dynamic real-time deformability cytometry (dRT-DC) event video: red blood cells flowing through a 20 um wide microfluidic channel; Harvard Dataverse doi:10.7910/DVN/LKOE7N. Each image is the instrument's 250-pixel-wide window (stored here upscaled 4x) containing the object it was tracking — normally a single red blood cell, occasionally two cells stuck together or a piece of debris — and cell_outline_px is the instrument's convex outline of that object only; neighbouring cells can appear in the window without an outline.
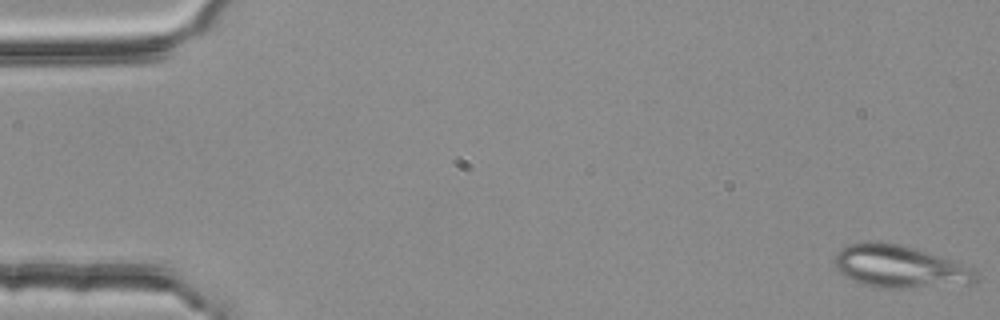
{"species": "common noctule bat (a hibernating species)", "species_latin": "Nyctalus noctula", "temperature_condition": "room temperature", "stored_images_in_passage": 6, "camera_frame_rate_fps": 3000, "um_per_image_px": 0.085, "animal": {"sex": "female", "body_mass_g": 25.1}, "frame": {"image": 1, "passage_image": 1, "time_ms": 0.0, "image_size_px": [1000, 320], "cell_outline_px": [[976, 280], [972, 284], [908, 288], [880, 288], [864, 284], [844, 276], [832, 264], [832, 260], [836, 252], [840, 248], [848, 244], [864, 240], [880, 240], [900, 244], [916, 248], [976, 268]], "centroid_in_image_um": [76.43, 22.63], "position_along_channel_um": 8.6, "area_um2": 35.78}}
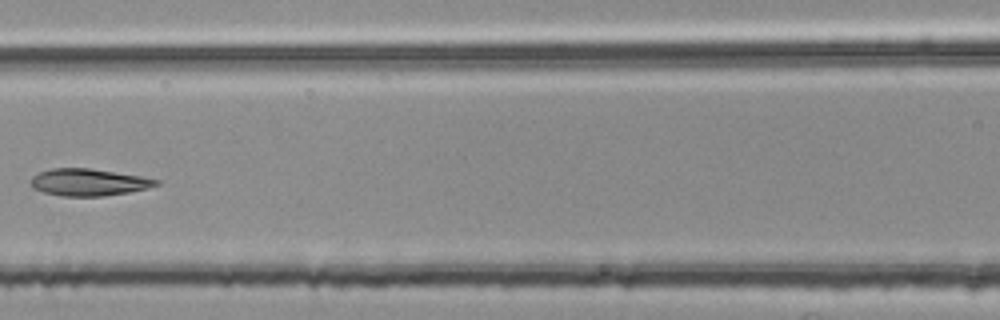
{"frame": {"image": 2, "passage_image": 6, "time_ms": 1.667, "image_size_px": [1000, 320], "cell_outline_px": [[160, 184], [148, 188], [128, 192], [104, 196], [64, 196], [44, 192], [32, 188], [32, 176], [40, 172], [52, 168], [88, 168], [140, 176], [160, 180]], "centroid_in_image_um": [7.54, 15.49], "position_along_channel_um": 159.1, "area_um2": 19.54}}